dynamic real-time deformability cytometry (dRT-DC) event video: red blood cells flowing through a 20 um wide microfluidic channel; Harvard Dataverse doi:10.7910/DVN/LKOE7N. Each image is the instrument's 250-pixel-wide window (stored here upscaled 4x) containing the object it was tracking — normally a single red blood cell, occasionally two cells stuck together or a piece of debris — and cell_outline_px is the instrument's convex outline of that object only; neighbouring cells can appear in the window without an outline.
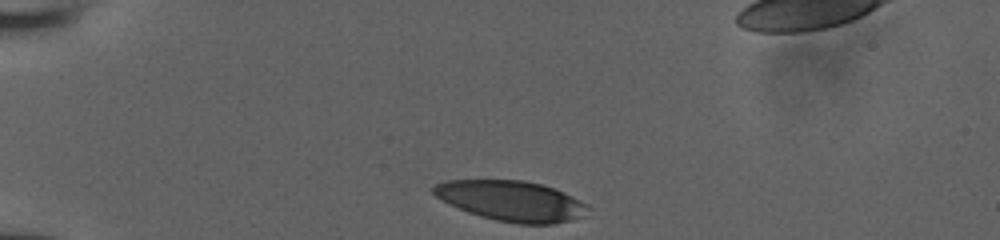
{"species": "human", "species_latin": "Homo sapiens", "temperature_condition": "room temperature", "stored_images_in_passage": 32, "camera_frame_rate_fps": 3000, "um_per_image_px": 0.085, "donor": {"sex": "male"}, "frame": {"image": 1, "passage_image": 1, "time_ms": 0.0, "image_size_px": [1000, 240], "cell_outline_px": [[592, 208], [580, 216], [568, 220], [552, 224], [516, 224], [496, 220], [480, 216], [468, 212], [448, 204], [440, 200], [432, 192], [432, 188], [436, 184], [444, 180], [524, 180], [540, 184], [564, 192], [588, 204]], "centroid_in_image_um": [43.44, 17.07], "position_along_channel_um": 41.6, "area_um2": 36.24}}
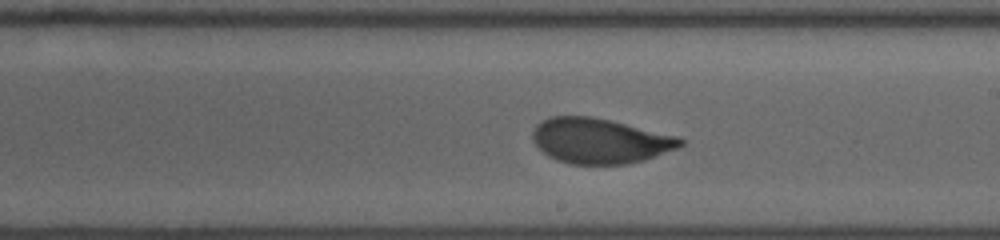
{"frame": {"image": 2, "passage_image": 19, "time_ms": 6.0, "image_size_px": [1000, 240], "cell_outline_px": [[684, 144], [680, 148], [644, 160], [624, 164], [568, 164], [556, 160], [548, 156], [532, 140], [532, 132], [536, 124], [540, 120], [552, 116], [592, 116], [676, 136], [684, 140]], "centroid_in_image_um": [50.97, 11.97], "position_along_channel_um": 238.0, "area_um2": 38.9}}
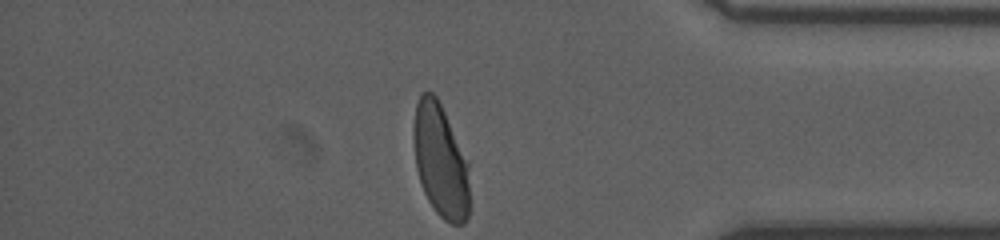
{"frame": {"image": 3, "passage_image": 32, "time_ms": 10.333, "image_size_px": [1000, 240], "cell_outline_px": [[468, 216], [464, 224], [452, 224], [444, 220], [436, 212], [428, 200], [424, 192], [416, 168], [412, 140], [412, 128], [416, 104], [420, 92], [432, 92], [436, 96], [444, 112], [468, 164]], "centroid_in_image_um": [37.39, 13.66], "position_along_channel_um": 397.8, "area_um2": 36.7}}